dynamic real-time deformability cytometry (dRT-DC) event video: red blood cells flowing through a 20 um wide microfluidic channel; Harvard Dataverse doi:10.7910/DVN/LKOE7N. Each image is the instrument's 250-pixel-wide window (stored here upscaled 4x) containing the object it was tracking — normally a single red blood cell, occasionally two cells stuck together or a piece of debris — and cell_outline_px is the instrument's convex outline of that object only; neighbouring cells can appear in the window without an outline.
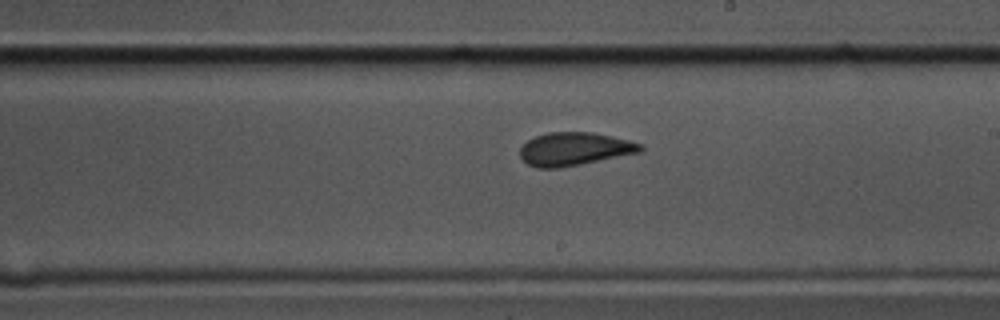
{"species": "common noctule bat (a hibernating species)", "species_latin": "Nyctalus noctula", "temperature_condition": "cold", "stored_images_in_passage": 43, "camera_frame_rate_fps": 3000, "um_per_image_px": 0.085, "animal": {"sex": "male", "body_mass_g": 17.5, "forearm_length_mm": 52.3}, "frame": {"image": 1, "passage_image": 24, "time_ms": 7.667, "image_size_px": [1000, 320], "cell_outline_px": [[644, 148], [640, 152], [560, 168], [536, 168], [528, 164], [520, 156], [520, 148], [528, 140], [536, 136], [548, 132], [592, 132], [612, 136], [644, 144]], "centroid_in_image_um": [48.83, 12.66], "position_along_channel_um": 240.2, "area_um2": 23.18}}
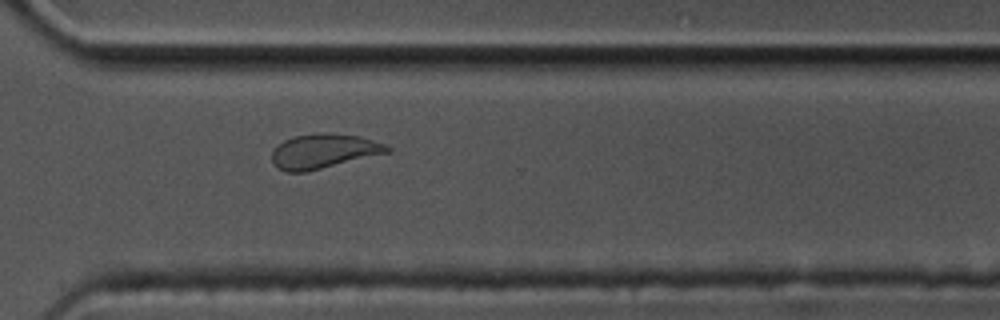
{"frame": {"image": 2, "passage_image": 33, "time_ms": 10.667, "image_size_px": [1000, 320], "cell_outline_px": [[392, 152], [304, 172], [288, 172], [276, 168], [272, 160], [272, 152], [284, 140], [292, 136], [320, 132], [328, 132], [360, 136], [384, 144], [392, 148]], "centroid_in_image_um": [27.53, 12.84], "position_along_channel_um": 343.1, "area_um2": 23.29}}
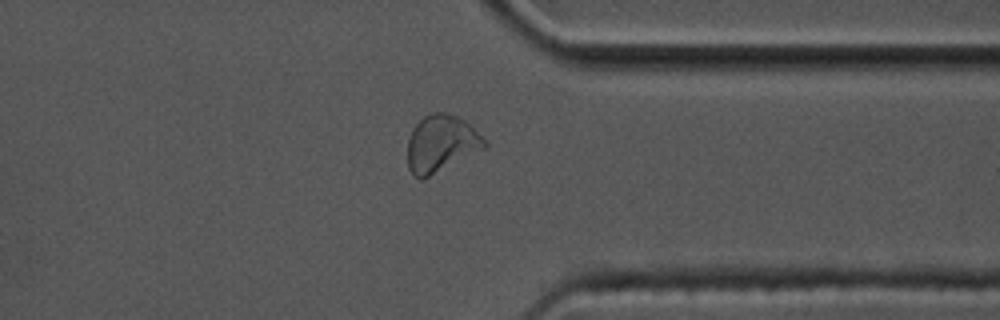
{"frame": {"image": 3, "passage_image": 36, "time_ms": 11.667, "image_size_px": [1000, 320], "cell_outline_px": [[488, 144], [484, 148], [420, 180], [408, 168], [408, 140], [412, 128], [428, 112], [444, 112], [456, 116], [464, 120]], "centroid_in_image_um": [37.45, 12.18], "position_along_channel_um": 374.0, "area_um2": 24.85}, "authors_computed_cell_mechanics": {"area_um2": 23.4668, "velocity_mm_per_s": 3.4308, "shape_relaxation_time_tau1_ms": 3.8007, "shape_relaxation_time_tau2_ms": 1.2905, "deformation_change_tau1": 0.1121, "deformation_change_tau2": 0.0569}}